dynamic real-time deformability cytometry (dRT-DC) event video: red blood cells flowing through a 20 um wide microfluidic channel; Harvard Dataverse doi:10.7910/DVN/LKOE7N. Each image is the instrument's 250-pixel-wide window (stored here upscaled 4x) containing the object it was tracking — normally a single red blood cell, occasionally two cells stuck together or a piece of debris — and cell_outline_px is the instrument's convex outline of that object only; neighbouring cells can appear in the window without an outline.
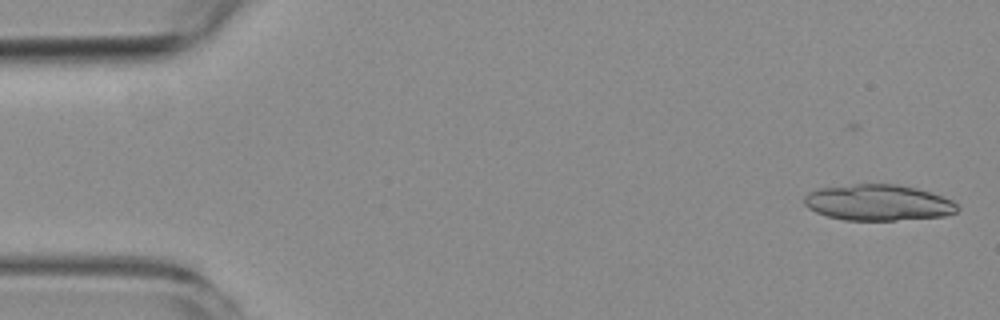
{"species": "common noctule bat (a hibernating species)", "species_latin": "Nyctalus noctula", "temperature_condition": "room temperature", "stored_images_in_passage": 5, "camera_frame_rate_fps": 3000, "um_per_image_px": 0.085, "animal": {"sex": "female", "body_mass_g": 19.3, "forearm_length_mm": 54.1}, "frame": {"image": 1, "passage_image": 1, "time_ms": 0.0, "image_size_px": [1000, 320], "cell_outline_px": [[960, 208], [956, 212], [944, 216], [896, 220], [844, 220], [828, 216], [816, 212], [808, 208], [804, 204], [804, 196], [808, 192], [820, 188], [856, 184], [896, 184], [916, 188], [932, 192], [952, 200]], "centroid_in_image_um": [74.65, 17.22], "position_along_channel_um": 10.4, "area_um2": 32.14}}